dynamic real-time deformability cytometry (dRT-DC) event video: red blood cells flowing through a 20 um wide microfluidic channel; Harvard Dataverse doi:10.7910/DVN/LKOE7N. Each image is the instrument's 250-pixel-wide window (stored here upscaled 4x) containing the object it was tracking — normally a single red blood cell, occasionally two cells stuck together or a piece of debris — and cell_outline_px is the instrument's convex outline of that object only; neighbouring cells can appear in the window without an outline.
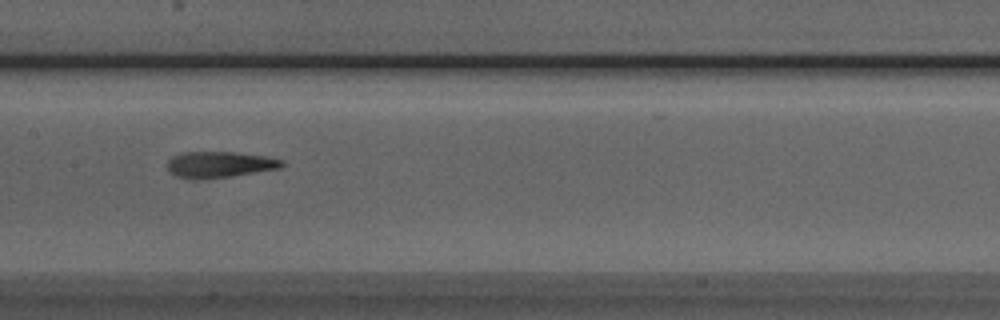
{"species": "Egyptian fruit bat (a non-hibernating species)", "species_latin": "Rousettus aegyptiacus", "temperature_condition": "room temperature", "stored_images_in_passage": 37, "camera_frame_rate_fps": 3000, "um_per_image_px": 0.085, "animal": {"sex": "male"}, "frame": {"image": 1, "passage_image": 17, "time_ms": 5.333, "image_size_px": [1000, 320], "cell_outline_px": [[284, 164], [280, 168], [204, 180], [192, 180], [176, 176], [168, 168], [168, 160], [172, 156], [184, 152], [232, 152], [264, 156], [284, 160]], "centroid_in_image_um": [18.63, 13.99], "position_along_channel_um": 188.8, "area_um2": 17.4}}
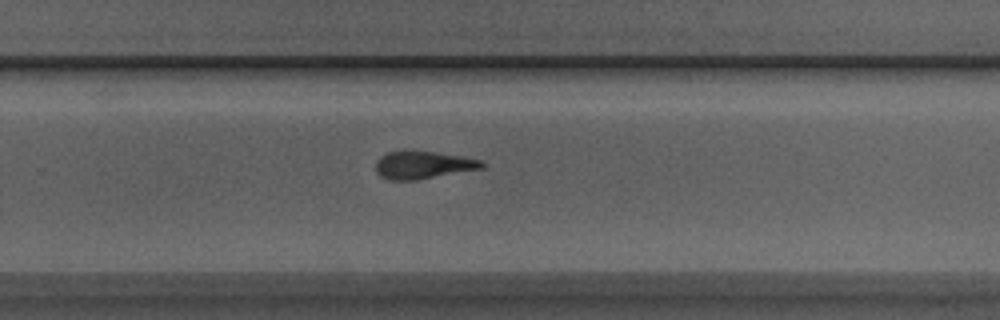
{"frame": {"image": 2, "passage_image": 25, "time_ms": 8.0, "image_size_px": [1000, 320], "cell_outline_px": [[484, 168], [416, 180], [388, 180], [380, 176], [376, 172], [376, 160], [380, 156], [388, 152], [404, 148], [460, 156], [480, 160], [484, 164]], "centroid_in_image_um": [35.88, 14.0], "position_along_channel_um": 293.9, "area_um2": 17.4}}
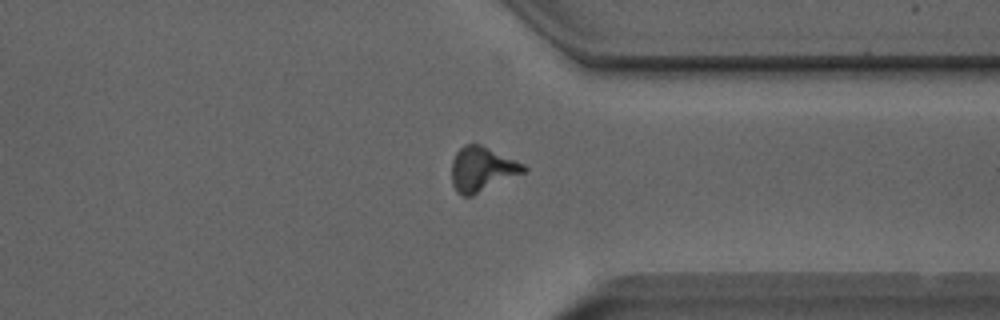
{"frame": {"image": 3, "passage_image": 31, "time_ms": 10.0, "image_size_px": [1000, 320], "cell_outline_px": [[528, 168], [524, 172], [472, 196], [464, 196], [456, 192], [452, 184], [452, 160], [456, 152], [464, 144], [480, 144], [524, 164]], "centroid_in_image_um": [40.94, 14.38], "position_along_channel_um": 370.5, "area_um2": 18.55}, "authors_computed_cell_mechanics": {"area_um2": 17.5134, "velocity_mm_per_s": 3.9545, "shape_relaxation_time_tau1_ms": 3.5986, "shape_relaxation_time_tau2_ms": 2.825, "deformation_change_tau1": 0.1922, "deformation_change_tau2": 0.1538}}